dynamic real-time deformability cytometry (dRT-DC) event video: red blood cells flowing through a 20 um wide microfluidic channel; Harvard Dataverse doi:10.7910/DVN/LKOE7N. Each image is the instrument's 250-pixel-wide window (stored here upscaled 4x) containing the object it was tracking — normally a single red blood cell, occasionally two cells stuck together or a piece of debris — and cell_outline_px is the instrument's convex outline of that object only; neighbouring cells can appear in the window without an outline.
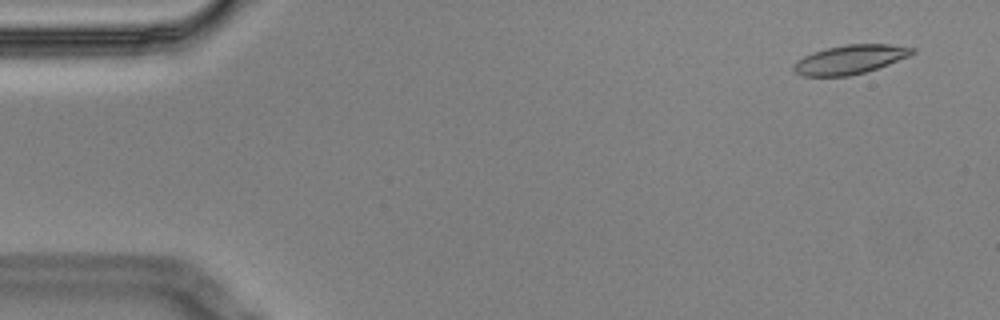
{"species": "Egyptian fruit bat (a non-hibernating species)", "species_latin": "Rousettus aegyptiacus", "temperature_condition": "cold", "stored_images_in_passage": 5, "camera_frame_rate_fps": 3000, "um_per_image_px": 0.085, "animal": {"sex": "male"}, "frame": {"image": 1, "passage_image": 2, "time_ms": 0.333, "image_size_px": [1000, 320], "cell_outline_px": [[916, 52], [908, 56], [888, 64], [864, 72], [848, 76], [800, 76], [792, 68], [792, 64], [796, 60], [812, 52], [844, 44], [888, 44], [916, 48]], "centroid_in_image_um": [72.21, 5.05], "position_along_channel_um": 12.8, "area_um2": 20.0}}
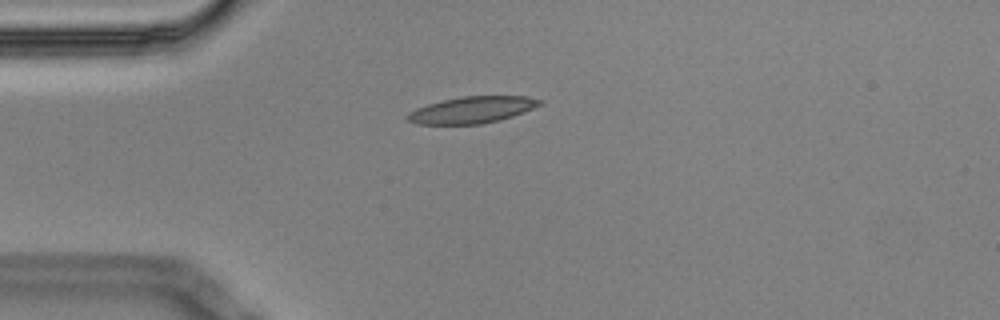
{"frame": {"image": 2, "passage_image": 5, "time_ms": 1.333, "image_size_px": [1000, 320], "cell_outline_px": [[544, 104], [524, 112], [500, 120], [480, 124], [416, 124], [408, 120], [404, 116], [408, 112], [416, 108], [428, 104], [444, 100], [464, 96], [528, 96], [544, 100]], "centroid_in_image_um": [40.16, 9.33], "position_along_channel_um": 44.8, "area_um2": 20.63}}